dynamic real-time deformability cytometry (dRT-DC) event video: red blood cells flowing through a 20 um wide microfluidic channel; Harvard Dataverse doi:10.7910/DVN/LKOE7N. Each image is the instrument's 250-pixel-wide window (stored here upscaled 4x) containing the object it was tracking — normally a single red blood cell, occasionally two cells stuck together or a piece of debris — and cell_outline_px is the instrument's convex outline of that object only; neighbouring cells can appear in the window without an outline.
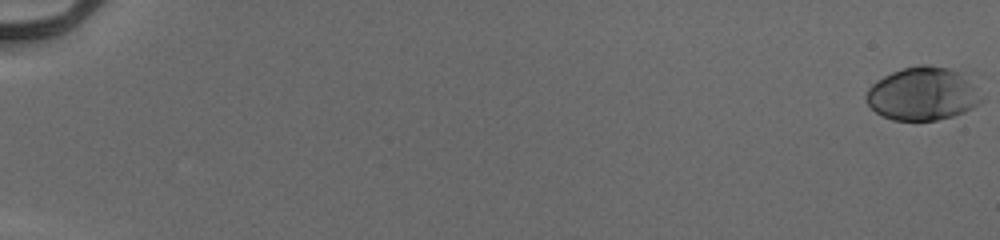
{"species": "human", "species_latin": "Homo sapiens", "temperature_condition": "cold", "stored_images_in_passage": 56, "camera_frame_rate_fps": 3000, "um_per_image_px": 0.085, "donor": {"sex": "male"}, "frame": {"image": 1, "passage_image": 1, "time_ms": 0.0, "image_size_px": [1000, 240], "cell_outline_px": [[984, 100], [972, 108], [964, 112], [952, 116], [936, 120], [892, 120], [876, 112], [864, 100], [864, 96], [868, 88], [876, 80], [892, 72], [904, 68], [920, 64], [928, 64], [968, 72], [976, 76], [984, 96]], "centroid_in_image_um": [78.56, 7.93], "position_along_channel_um": 6.4, "area_um2": 37.05}}
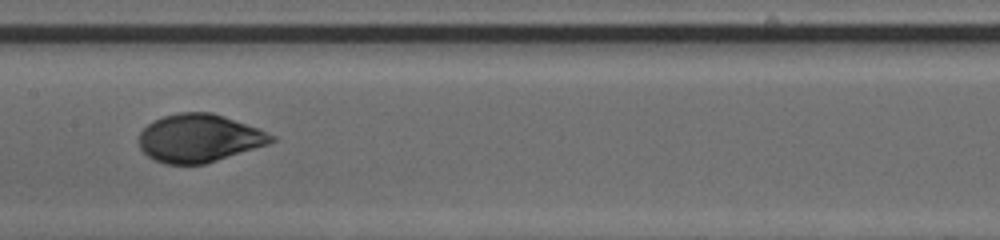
{"frame": {"image": 2, "passage_image": 32, "time_ms": 10.333, "image_size_px": [1000, 240], "cell_outline_px": [[276, 140], [268, 144], [204, 164], [164, 164], [148, 156], [140, 148], [140, 132], [148, 124], [164, 116], [176, 112], [212, 112], [224, 116], [256, 128], [276, 136]], "centroid_in_image_um": [16.92, 11.74], "position_along_channel_um": 190.5, "area_um2": 36.65}}
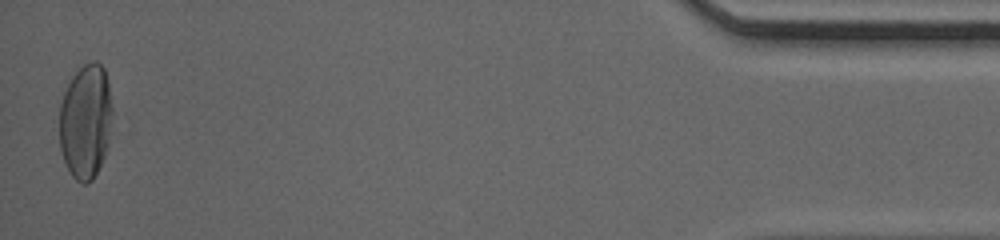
{"frame": {"image": 3, "passage_image": 56, "time_ms": 18.333, "image_size_px": [1000, 240], "cell_outline_px": [[112, 112], [108, 140], [104, 156], [92, 180], [88, 184], [84, 184], [76, 180], [72, 176], [64, 160], [60, 148], [60, 104], [64, 92], [76, 64], [92, 60], [96, 60], [104, 68], [108, 80], [112, 108]], "centroid_in_image_um": [7.26, 10.22], "position_along_channel_um": 427.9, "area_um2": 35.84}, "authors_computed_cell_mechanics": {"area_um2": 35.8938, "velocity_mm_per_s": 3.9073, "shape_relaxation_time_tau1_ms": 3.3916, "shape_relaxation_time_tau2_ms": null, "deformation_change_tau1": 0.1643, "deformation_change_tau2": null}}